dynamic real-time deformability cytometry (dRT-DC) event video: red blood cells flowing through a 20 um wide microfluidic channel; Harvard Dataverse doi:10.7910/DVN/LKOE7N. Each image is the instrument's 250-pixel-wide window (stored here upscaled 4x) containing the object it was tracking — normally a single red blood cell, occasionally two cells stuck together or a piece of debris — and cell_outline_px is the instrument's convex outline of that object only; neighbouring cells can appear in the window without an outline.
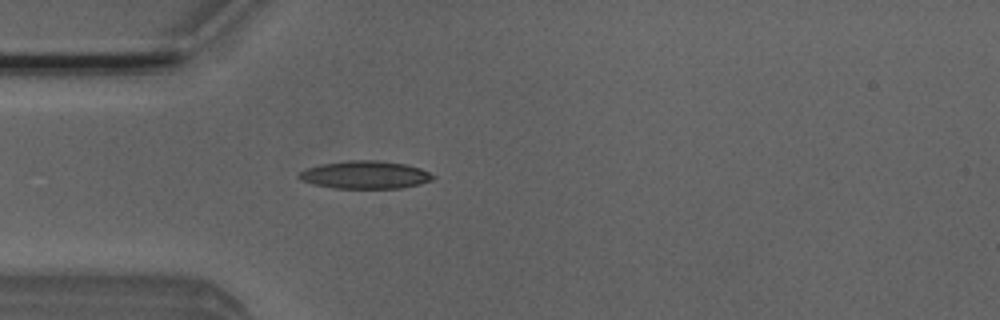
{"species": "Egyptian fruit bat (a non-hibernating species)", "species_latin": "Rousettus aegyptiacus", "temperature_condition": "room temperature", "stored_images_in_passage": 41, "camera_frame_rate_fps": 3000, "um_per_image_px": 0.085, "animal": {"sex": "male"}, "frame": {"image": 1, "passage_image": 7, "time_ms": 2.0, "image_size_px": [1000, 320], "cell_outline_px": [[436, 176], [432, 180], [420, 184], [400, 188], [332, 188], [312, 184], [300, 180], [296, 176], [300, 172], [308, 168], [320, 164], [348, 160], [376, 160], [404, 164], [420, 168]], "centroid_in_image_um": [31.01, 14.86], "position_along_channel_um": 54.0, "area_um2": 21.73}}
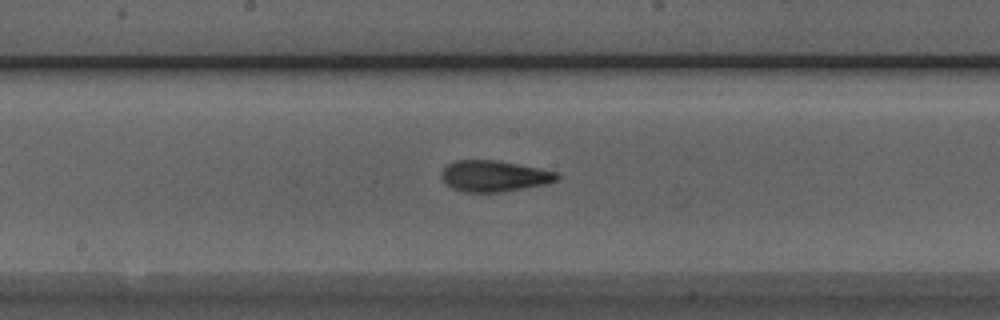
{"frame": {"image": 2, "passage_image": 19, "time_ms": 6.0, "image_size_px": [1000, 320], "cell_outline_px": [[560, 176], [556, 180], [548, 184], [500, 192], [464, 192], [452, 188], [440, 176], [440, 172], [448, 164], [456, 160], [496, 160], [556, 172]], "centroid_in_image_um": [41.98, 14.97], "position_along_channel_um": 206.2, "area_um2": 20.75}}
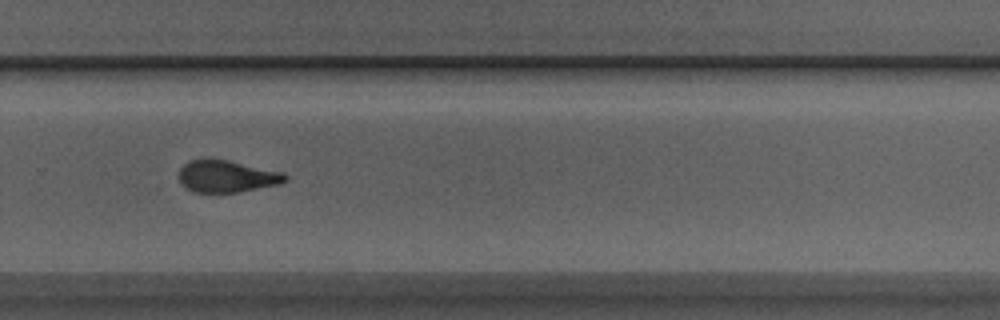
{"frame": {"image": 3, "passage_image": 27, "time_ms": 8.667, "image_size_px": [1000, 320], "cell_outline_px": [[288, 180], [280, 184], [240, 192], [192, 192], [180, 180], [180, 168], [188, 160], [204, 156], [228, 160], [284, 172], [288, 176]], "centroid_in_image_um": [19.29, 14.95], "position_along_channel_um": 310.5, "area_um2": 20.23}, "authors_computed_cell_mechanics": {"area_um2": 20.519, "velocity_mm_per_s": 3.9348, "shape_relaxation_time_tau1_ms": 7.031, "shape_relaxation_time_tau2_ms": 1.8413, "deformation_change_tau1": 0.1968, "deformation_change_tau2": 0.101}}